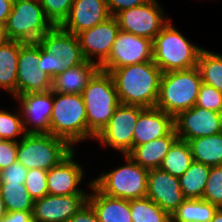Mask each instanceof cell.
<instances>
[{
  "label": "cell",
  "instance_id": "1",
  "mask_svg": "<svg viewBox=\"0 0 222 222\" xmlns=\"http://www.w3.org/2000/svg\"><path fill=\"white\" fill-rule=\"evenodd\" d=\"M109 73L121 104L155 107L163 72L153 60L116 68Z\"/></svg>",
  "mask_w": 222,
  "mask_h": 222
},
{
  "label": "cell",
  "instance_id": "2",
  "mask_svg": "<svg viewBox=\"0 0 222 222\" xmlns=\"http://www.w3.org/2000/svg\"><path fill=\"white\" fill-rule=\"evenodd\" d=\"M201 85V75L197 66L162 73L155 107L174 118L196 104Z\"/></svg>",
  "mask_w": 222,
  "mask_h": 222
},
{
  "label": "cell",
  "instance_id": "3",
  "mask_svg": "<svg viewBox=\"0 0 222 222\" xmlns=\"http://www.w3.org/2000/svg\"><path fill=\"white\" fill-rule=\"evenodd\" d=\"M55 97V98H54ZM50 134L74 143L95 136L87 128V117L82 94L53 92Z\"/></svg>",
  "mask_w": 222,
  "mask_h": 222
},
{
  "label": "cell",
  "instance_id": "4",
  "mask_svg": "<svg viewBox=\"0 0 222 222\" xmlns=\"http://www.w3.org/2000/svg\"><path fill=\"white\" fill-rule=\"evenodd\" d=\"M87 117V128L96 137L108 124L120 104L113 78L99 69L82 93Z\"/></svg>",
  "mask_w": 222,
  "mask_h": 222
},
{
  "label": "cell",
  "instance_id": "5",
  "mask_svg": "<svg viewBox=\"0 0 222 222\" xmlns=\"http://www.w3.org/2000/svg\"><path fill=\"white\" fill-rule=\"evenodd\" d=\"M201 50L168 22L153 40V62L163 73L190 69L197 66Z\"/></svg>",
  "mask_w": 222,
  "mask_h": 222
},
{
  "label": "cell",
  "instance_id": "6",
  "mask_svg": "<svg viewBox=\"0 0 222 222\" xmlns=\"http://www.w3.org/2000/svg\"><path fill=\"white\" fill-rule=\"evenodd\" d=\"M73 147L49 133H27L18 141L17 161L26 169L50 170L65 159Z\"/></svg>",
  "mask_w": 222,
  "mask_h": 222
},
{
  "label": "cell",
  "instance_id": "7",
  "mask_svg": "<svg viewBox=\"0 0 222 222\" xmlns=\"http://www.w3.org/2000/svg\"><path fill=\"white\" fill-rule=\"evenodd\" d=\"M127 163L117 169L102 173L92 183L103 193L121 199H140L147 195L149 170L138 165L128 155Z\"/></svg>",
  "mask_w": 222,
  "mask_h": 222
},
{
  "label": "cell",
  "instance_id": "8",
  "mask_svg": "<svg viewBox=\"0 0 222 222\" xmlns=\"http://www.w3.org/2000/svg\"><path fill=\"white\" fill-rule=\"evenodd\" d=\"M5 30L9 40L37 42L52 27L39 0H14Z\"/></svg>",
  "mask_w": 222,
  "mask_h": 222
},
{
  "label": "cell",
  "instance_id": "9",
  "mask_svg": "<svg viewBox=\"0 0 222 222\" xmlns=\"http://www.w3.org/2000/svg\"><path fill=\"white\" fill-rule=\"evenodd\" d=\"M143 107L119 104L108 124L95 137L102 145H108L127 155L133 149L134 129Z\"/></svg>",
  "mask_w": 222,
  "mask_h": 222
},
{
  "label": "cell",
  "instance_id": "10",
  "mask_svg": "<svg viewBox=\"0 0 222 222\" xmlns=\"http://www.w3.org/2000/svg\"><path fill=\"white\" fill-rule=\"evenodd\" d=\"M163 13L156 0H149L141 6L119 12L115 18L121 31L153 41L169 22V18L165 19Z\"/></svg>",
  "mask_w": 222,
  "mask_h": 222
},
{
  "label": "cell",
  "instance_id": "11",
  "mask_svg": "<svg viewBox=\"0 0 222 222\" xmlns=\"http://www.w3.org/2000/svg\"><path fill=\"white\" fill-rule=\"evenodd\" d=\"M152 60L153 41L151 39L120 30L110 55L100 69L110 72L116 68Z\"/></svg>",
  "mask_w": 222,
  "mask_h": 222
},
{
  "label": "cell",
  "instance_id": "12",
  "mask_svg": "<svg viewBox=\"0 0 222 222\" xmlns=\"http://www.w3.org/2000/svg\"><path fill=\"white\" fill-rule=\"evenodd\" d=\"M39 57L38 42H21L17 68V96L51 90L52 78L39 69Z\"/></svg>",
  "mask_w": 222,
  "mask_h": 222
},
{
  "label": "cell",
  "instance_id": "13",
  "mask_svg": "<svg viewBox=\"0 0 222 222\" xmlns=\"http://www.w3.org/2000/svg\"><path fill=\"white\" fill-rule=\"evenodd\" d=\"M178 139L188 141L222 132V114L199 106L180 112L174 117Z\"/></svg>",
  "mask_w": 222,
  "mask_h": 222
},
{
  "label": "cell",
  "instance_id": "14",
  "mask_svg": "<svg viewBox=\"0 0 222 222\" xmlns=\"http://www.w3.org/2000/svg\"><path fill=\"white\" fill-rule=\"evenodd\" d=\"M119 31L117 19L111 16L104 22L78 33L77 37L84 59L100 67L110 55ZM92 55L99 58L98 62L92 59Z\"/></svg>",
  "mask_w": 222,
  "mask_h": 222
},
{
  "label": "cell",
  "instance_id": "15",
  "mask_svg": "<svg viewBox=\"0 0 222 222\" xmlns=\"http://www.w3.org/2000/svg\"><path fill=\"white\" fill-rule=\"evenodd\" d=\"M87 202L88 194H48L34 200L33 222H68Z\"/></svg>",
  "mask_w": 222,
  "mask_h": 222
},
{
  "label": "cell",
  "instance_id": "16",
  "mask_svg": "<svg viewBox=\"0 0 222 222\" xmlns=\"http://www.w3.org/2000/svg\"><path fill=\"white\" fill-rule=\"evenodd\" d=\"M20 100L23 127L26 133H49L50 117L53 109V92L27 93L16 96ZM26 116V117H25ZM26 125H31L27 127Z\"/></svg>",
  "mask_w": 222,
  "mask_h": 222
},
{
  "label": "cell",
  "instance_id": "17",
  "mask_svg": "<svg viewBox=\"0 0 222 222\" xmlns=\"http://www.w3.org/2000/svg\"><path fill=\"white\" fill-rule=\"evenodd\" d=\"M146 197L170 216L186 199L181 191L179 178L161 168L149 170Z\"/></svg>",
  "mask_w": 222,
  "mask_h": 222
},
{
  "label": "cell",
  "instance_id": "18",
  "mask_svg": "<svg viewBox=\"0 0 222 222\" xmlns=\"http://www.w3.org/2000/svg\"><path fill=\"white\" fill-rule=\"evenodd\" d=\"M37 42L45 52L62 57L65 69L85 61L77 35L65 31L61 26H53Z\"/></svg>",
  "mask_w": 222,
  "mask_h": 222
},
{
  "label": "cell",
  "instance_id": "19",
  "mask_svg": "<svg viewBox=\"0 0 222 222\" xmlns=\"http://www.w3.org/2000/svg\"><path fill=\"white\" fill-rule=\"evenodd\" d=\"M110 17L106 0H73L70 14L61 27L77 35Z\"/></svg>",
  "mask_w": 222,
  "mask_h": 222
},
{
  "label": "cell",
  "instance_id": "20",
  "mask_svg": "<svg viewBox=\"0 0 222 222\" xmlns=\"http://www.w3.org/2000/svg\"><path fill=\"white\" fill-rule=\"evenodd\" d=\"M75 151H72L58 165L52 167L47 173V188L49 195L87 194L79 187L83 179L81 165L73 161Z\"/></svg>",
  "mask_w": 222,
  "mask_h": 222
},
{
  "label": "cell",
  "instance_id": "21",
  "mask_svg": "<svg viewBox=\"0 0 222 222\" xmlns=\"http://www.w3.org/2000/svg\"><path fill=\"white\" fill-rule=\"evenodd\" d=\"M174 128V118L157 107L144 108L134 129L133 148L166 136Z\"/></svg>",
  "mask_w": 222,
  "mask_h": 222
},
{
  "label": "cell",
  "instance_id": "22",
  "mask_svg": "<svg viewBox=\"0 0 222 222\" xmlns=\"http://www.w3.org/2000/svg\"><path fill=\"white\" fill-rule=\"evenodd\" d=\"M89 186L94 193L88 194V202L99 222H132L130 200L103 194L92 182Z\"/></svg>",
  "mask_w": 222,
  "mask_h": 222
},
{
  "label": "cell",
  "instance_id": "23",
  "mask_svg": "<svg viewBox=\"0 0 222 222\" xmlns=\"http://www.w3.org/2000/svg\"><path fill=\"white\" fill-rule=\"evenodd\" d=\"M178 139L175 128L166 136L135 146L127 155L141 167L152 170L160 168L170 147Z\"/></svg>",
  "mask_w": 222,
  "mask_h": 222
},
{
  "label": "cell",
  "instance_id": "24",
  "mask_svg": "<svg viewBox=\"0 0 222 222\" xmlns=\"http://www.w3.org/2000/svg\"><path fill=\"white\" fill-rule=\"evenodd\" d=\"M100 69L96 63L84 61L73 68L65 69L52 78V92L82 94L93 75Z\"/></svg>",
  "mask_w": 222,
  "mask_h": 222
},
{
  "label": "cell",
  "instance_id": "25",
  "mask_svg": "<svg viewBox=\"0 0 222 222\" xmlns=\"http://www.w3.org/2000/svg\"><path fill=\"white\" fill-rule=\"evenodd\" d=\"M21 41L9 40L0 46V88L17 96V68Z\"/></svg>",
  "mask_w": 222,
  "mask_h": 222
},
{
  "label": "cell",
  "instance_id": "26",
  "mask_svg": "<svg viewBox=\"0 0 222 222\" xmlns=\"http://www.w3.org/2000/svg\"><path fill=\"white\" fill-rule=\"evenodd\" d=\"M187 142L193 161L210 167L222 165V132L211 136L197 137Z\"/></svg>",
  "mask_w": 222,
  "mask_h": 222
},
{
  "label": "cell",
  "instance_id": "27",
  "mask_svg": "<svg viewBox=\"0 0 222 222\" xmlns=\"http://www.w3.org/2000/svg\"><path fill=\"white\" fill-rule=\"evenodd\" d=\"M217 209L206 200L186 198L171 215V222H210Z\"/></svg>",
  "mask_w": 222,
  "mask_h": 222
},
{
  "label": "cell",
  "instance_id": "28",
  "mask_svg": "<svg viewBox=\"0 0 222 222\" xmlns=\"http://www.w3.org/2000/svg\"><path fill=\"white\" fill-rule=\"evenodd\" d=\"M211 167L193 161L189 169L179 177L181 191L185 198L202 199Z\"/></svg>",
  "mask_w": 222,
  "mask_h": 222
},
{
  "label": "cell",
  "instance_id": "29",
  "mask_svg": "<svg viewBox=\"0 0 222 222\" xmlns=\"http://www.w3.org/2000/svg\"><path fill=\"white\" fill-rule=\"evenodd\" d=\"M192 162L193 156L188 142L177 139L164 157L160 168L179 178L189 169Z\"/></svg>",
  "mask_w": 222,
  "mask_h": 222
},
{
  "label": "cell",
  "instance_id": "30",
  "mask_svg": "<svg viewBox=\"0 0 222 222\" xmlns=\"http://www.w3.org/2000/svg\"><path fill=\"white\" fill-rule=\"evenodd\" d=\"M202 83L210 85L222 93V56L202 49L197 62Z\"/></svg>",
  "mask_w": 222,
  "mask_h": 222
},
{
  "label": "cell",
  "instance_id": "31",
  "mask_svg": "<svg viewBox=\"0 0 222 222\" xmlns=\"http://www.w3.org/2000/svg\"><path fill=\"white\" fill-rule=\"evenodd\" d=\"M0 195L7 212H32L34 199L24 184H0Z\"/></svg>",
  "mask_w": 222,
  "mask_h": 222
},
{
  "label": "cell",
  "instance_id": "32",
  "mask_svg": "<svg viewBox=\"0 0 222 222\" xmlns=\"http://www.w3.org/2000/svg\"><path fill=\"white\" fill-rule=\"evenodd\" d=\"M132 222H171V216L148 197L130 200Z\"/></svg>",
  "mask_w": 222,
  "mask_h": 222
},
{
  "label": "cell",
  "instance_id": "33",
  "mask_svg": "<svg viewBox=\"0 0 222 222\" xmlns=\"http://www.w3.org/2000/svg\"><path fill=\"white\" fill-rule=\"evenodd\" d=\"M17 115L11 114L5 110H0V139L17 141L18 135H26L23 127L21 111ZM20 114V115H19Z\"/></svg>",
  "mask_w": 222,
  "mask_h": 222
},
{
  "label": "cell",
  "instance_id": "34",
  "mask_svg": "<svg viewBox=\"0 0 222 222\" xmlns=\"http://www.w3.org/2000/svg\"><path fill=\"white\" fill-rule=\"evenodd\" d=\"M46 18L53 26H61L68 18L73 0H39Z\"/></svg>",
  "mask_w": 222,
  "mask_h": 222
},
{
  "label": "cell",
  "instance_id": "35",
  "mask_svg": "<svg viewBox=\"0 0 222 222\" xmlns=\"http://www.w3.org/2000/svg\"><path fill=\"white\" fill-rule=\"evenodd\" d=\"M202 199L222 208V165L211 167Z\"/></svg>",
  "mask_w": 222,
  "mask_h": 222
},
{
  "label": "cell",
  "instance_id": "36",
  "mask_svg": "<svg viewBox=\"0 0 222 222\" xmlns=\"http://www.w3.org/2000/svg\"><path fill=\"white\" fill-rule=\"evenodd\" d=\"M47 173L43 169H28L24 185L34 200L48 195Z\"/></svg>",
  "mask_w": 222,
  "mask_h": 222
},
{
  "label": "cell",
  "instance_id": "37",
  "mask_svg": "<svg viewBox=\"0 0 222 222\" xmlns=\"http://www.w3.org/2000/svg\"><path fill=\"white\" fill-rule=\"evenodd\" d=\"M195 106L222 114V93L214 87L202 83Z\"/></svg>",
  "mask_w": 222,
  "mask_h": 222
},
{
  "label": "cell",
  "instance_id": "38",
  "mask_svg": "<svg viewBox=\"0 0 222 222\" xmlns=\"http://www.w3.org/2000/svg\"><path fill=\"white\" fill-rule=\"evenodd\" d=\"M37 64L39 69L51 78L65 70V64L62 57H56L54 54L45 52L41 46L40 57Z\"/></svg>",
  "mask_w": 222,
  "mask_h": 222
},
{
  "label": "cell",
  "instance_id": "39",
  "mask_svg": "<svg viewBox=\"0 0 222 222\" xmlns=\"http://www.w3.org/2000/svg\"><path fill=\"white\" fill-rule=\"evenodd\" d=\"M28 169L18 161L0 171V184H24Z\"/></svg>",
  "mask_w": 222,
  "mask_h": 222
},
{
  "label": "cell",
  "instance_id": "40",
  "mask_svg": "<svg viewBox=\"0 0 222 222\" xmlns=\"http://www.w3.org/2000/svg\"><path fill=\"white\" fill-rule=\"evenodd\" d=\"M18 141L0 139V171L17 161Z\"/></svg>",
  "mask_w": 222,
  "mask_h": 222
},
{
  "label": "cell",
  "instance_id": "41",
  "mask_svg": "<svg viewBox=\"0 0 222 222\" xmlns=\"http://www.w3.org/2000/svg\"><path fill=\"white\" fill-rule=\"evenodd\" d=\"M149 0H106L111 16H116L119 12L143 5Z\"/></svg>",
  "mask_w": 222,
  "mask_h": 222
},
{
  "label": "cell",
  "instance_id": "42",
  "mask_svg": "<svg viewBox=\"0 0 222 222\" xmlns=\"http://www.w3.org/2000/svg\"><path fill=\"white\" fill-rule=\"evenodd\" d=\"M68 222H99L96 212L89 202L81 207Z\"/></svg>",
  "mask_w": 222,
  "mask_h": 222
},
{
  "label": "cell",
  "instance_id": "43",
  "mask_svg": "<svg viewBox=\"0 0 222 222\" xmlns=\"http://www.w3.org/2000/svg\"><path fill=\"white\" fill-rule=\"evenodd\" d=\"M0 222H33V216L32 212H7L6 216Z\"/></svg>",
  "mask_w": 222,
  "mask_h": 222
},
{
  "label": "cell",
  "instance_id": "44",
  "mask_svg": "<svg viewBox=\"0 0 222 222\" xmlns=\"http://www.w3.org/2000/svg\"><path fill=\"white\" fill-rule=\"evenodd\" d=\"M14 0H0V25H5L12 11Z\"/></svg>",
  "mask_w": 222,
  "mask_h": 222
},
{
  "label": "cell",
  "instance_id": "45",
  "mask_svg": "<svg viewBox=\"0 0 222 222\" xmlns=\"http://www.w3.org/2000/svg\"><path fill=\"white\" fill-rule=\"evenodd\" d=\"M7 41H9V39L5 30V26L0 25V46L5 44Z\"/></svg>",
  "mask_w": 222,
  "mask_h": 222
},
{
  "label": "cell",
  "instance_id": "46",
  "mask_svg": "<svg viewBox=\"0 0 222 222\" xmlns=\"http://www.w3.org/2000/svg\"><path fill=\"white\" fill-rule=\"evenodd\" d=\"M210 222H222V208H218Z\"/></svg>",
  "mask_w": 222,
  "mask_h": 222
},
{
  "label": "cell",
  "instance_id": "47",
  "mask_svg": "<svg viewBox=\"0 0 222 222\" xmlns=\"http://www.w3.org/2000/svg\"><path fill=\"white\" fill-rule=\"evenodd\" d=\"M7 211L2 196L0 195V221L6 216Z\"/></svg>",
  "mask_w": 222,
  "mask_h": 222
}]
</instances>
